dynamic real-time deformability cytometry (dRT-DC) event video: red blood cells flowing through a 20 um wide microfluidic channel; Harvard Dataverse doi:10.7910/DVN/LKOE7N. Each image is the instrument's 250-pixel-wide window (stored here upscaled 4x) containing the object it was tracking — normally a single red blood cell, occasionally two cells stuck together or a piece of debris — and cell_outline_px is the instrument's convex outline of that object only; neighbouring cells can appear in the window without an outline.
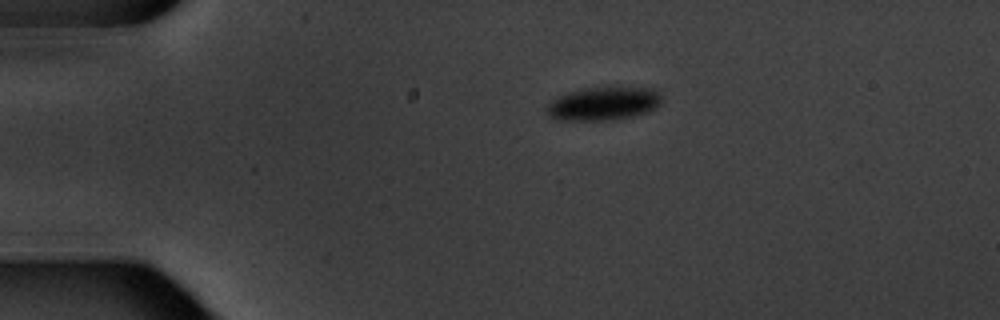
{"species": "common noctule bat (a hibernating species)", "species_latin": "Nyctalus noctula", "temperature_condition": "warm", "stored_images_in_passage": 2, "camera_frame_rate_fps": 3000, "um_per_image_px": 0.085, "animal": {"sex": "male", "body_mass_g": 20.1, "forearm_length_mm": 53.5}, "frame": {"image": 1, "passage_image": 1, "time_ms": 0.0, "image_size_px": [1000, 320], "cell_outline_px": [[660, 104], [656, 108], [632, 116], [608, 120], [556, 120], [548, 116], [548, 104], [552, 100], [568, 92], [584, 88], [612, 84], [620, 84], [652, 88], [660, 92]], "centroid_in_image_um": [51.33, 8.74], "position_along_channel_um": 33.7, "area_um2": 23.06}}